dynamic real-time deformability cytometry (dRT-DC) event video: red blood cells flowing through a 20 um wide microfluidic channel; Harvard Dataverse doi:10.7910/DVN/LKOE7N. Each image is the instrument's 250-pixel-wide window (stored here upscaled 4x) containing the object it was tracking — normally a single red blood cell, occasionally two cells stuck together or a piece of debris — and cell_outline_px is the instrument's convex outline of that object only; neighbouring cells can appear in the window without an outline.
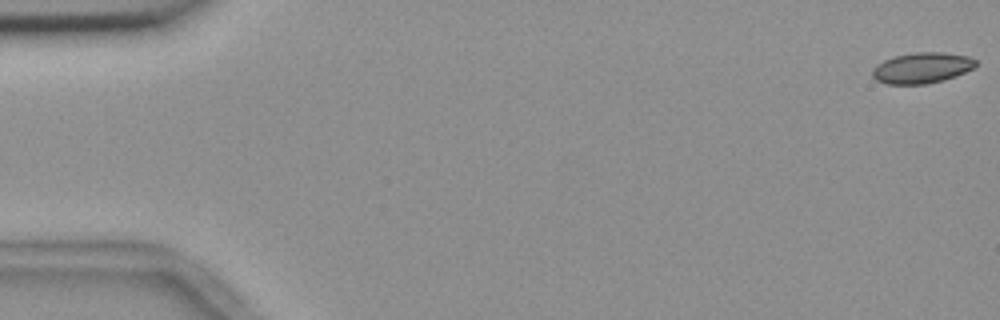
{"species": "common noctule bat (a hibernating species)", "species_latin": "Nyctalus noctula", "temperature_condition": "room temperature", "stored_images_in_passage": 56, "camera_frame_rate_fps": 3000, "um_per_image_px": 0.085, "animal": {"sex": "female", "body_mass_g": 18.4}, "frame": {"image": 1, "passage_image": 1, "time_ms": 0.0, "image_size_px": [1000, 320], "cell_outline_px": [[976, 64], [972, 68], [956, 76], [944, 80], [924, 84], [888, 84], [876, 80], [872, 76], [872, 68], [876, 64], [884, 60], [896, 56], [916, 52], [944, 52], [968, 56], [976, 60]], "centroid_in_image_um": [78.34, 5.77], "position_along_channel_um": 6.7, "area_um2": 18.5}}
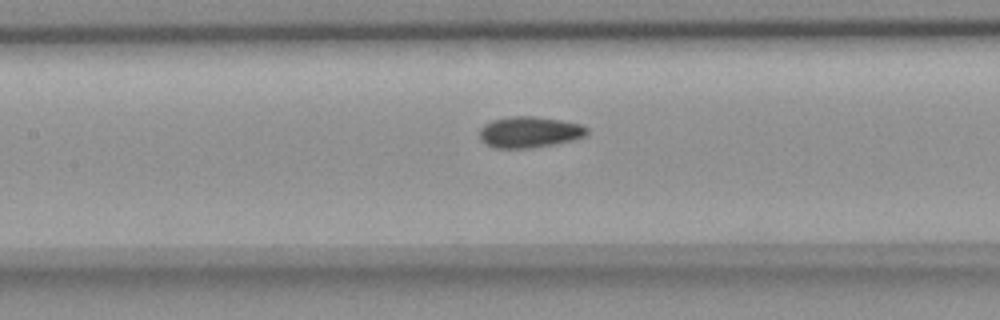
{"frame": {"image": 2, "passage_image": 26, "time_ms": 8.333, "image_size_px": [1000, 320], "cell_outline_px": [[588, 132], [584, 136], [572, 140], [556, 144], [528, 148], [496, 148], [480, 140], [480, 128], [484, 124], [492, 120], [512, 116], [532, 116], [560, 120], [584, 124], [588, 128]], "centroid_in_image_um": [45.02, 11.22], "position_along_channel_um": 162.4, "area_um2": 19.48}}
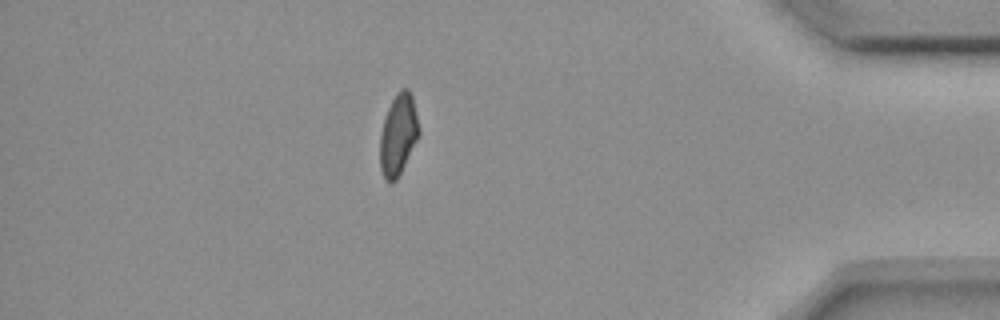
{"frame": {"image": 3, "passage_image": 49, "time_ms": 16.0, "image_size_px": [1000, 320], "cell_outline_px": [[420, 136], [396, 180], [392, 184], [384, 180], [380, 168], [380, 136], [384, 120], [388, 108], [396, 92], [400, 88], [408, 88], [412, 96], [420, 128]], "centroid_in_image_um": [33.86, 11.46], "position_along_channel_um": 401.3, "area_um2": 18.61}, "authors_computed_cell_mechanics": {"area_um2": 18.9295, "velocity_mm_per_s": 3.6536, "shape_relaxation_time_tau1_ms": null, "shape_relaxation_time_tau2_ms": 2.2336, "deformation_change_tau1": null, "deformation_change_tau2": 0.0682}}